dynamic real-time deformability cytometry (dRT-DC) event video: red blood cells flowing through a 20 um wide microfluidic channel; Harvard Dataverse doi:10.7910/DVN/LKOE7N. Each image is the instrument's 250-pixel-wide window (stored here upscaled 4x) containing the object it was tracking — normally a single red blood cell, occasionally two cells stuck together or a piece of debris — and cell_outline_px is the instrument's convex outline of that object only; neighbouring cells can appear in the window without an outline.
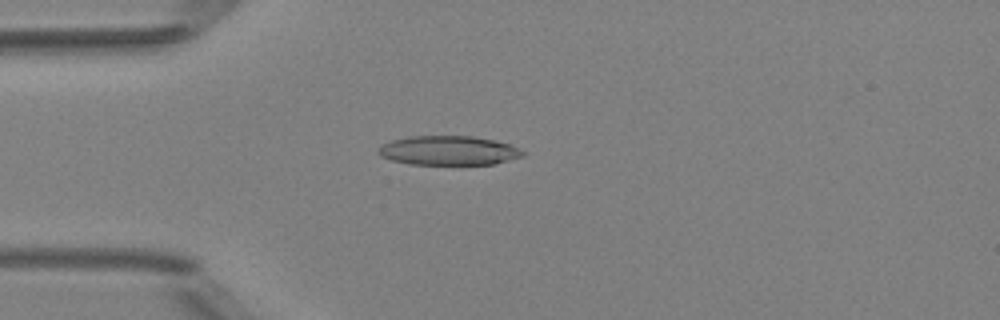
{"species": "Egyptian fruit bat (a non-hibernating species)", "species_latin": "Rousettus aegyptiacus", "temperature_condition": "room temperature", "stored_images_in_passage": 4, "camera_frame_rate_fps": 3000, "um_per_image_px": 0.085, "animal": {"sex": "female"}, "frame": {"image": 1, "passage_image": 3, "time_ms": 3.333, "image_size_px": [1000, 320], "cell_outline_px": [[524, 156], [496, 164], [408, 164], [392, 160], [380, 156], [376, 152], [376, 148], [392, 140], [408, 136], [472, 136], [496, 140], [508, 144], [524, 152]], "centroid_in_image_um": [38.1, 12.79], "position_along_channel_um": 46.9, "area_um2": 24.68}}